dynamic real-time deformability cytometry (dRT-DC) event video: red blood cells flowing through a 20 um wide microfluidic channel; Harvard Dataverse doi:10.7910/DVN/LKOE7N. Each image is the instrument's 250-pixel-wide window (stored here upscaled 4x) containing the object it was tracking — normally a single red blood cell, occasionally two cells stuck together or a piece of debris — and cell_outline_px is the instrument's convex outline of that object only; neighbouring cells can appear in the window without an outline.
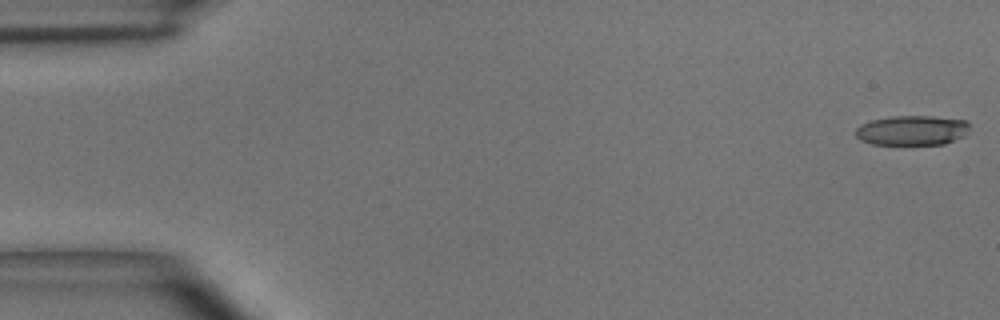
{"species": "common noctule bat (a hibernating species)", "species_latin": "Nyctalus noctula", "temperature_condition": "room temperature", "stored_images_in_passage": 12, "camera_frame_rate_fps": 3000, "um_per_image_px": 0.085, "animal": {"sex": "male", "body_mass_g": 15.6}, "frame": {"image": 1, "passage_image": 1, "time_ms": 0.0, "image_size_px": [1000, 320], "cell_outline_px": [[972, 124], [968, 132], [964, 136], [944, 144], [872, 144], [860, 140], [856, 136], [856, 128], [860, 124], [872, 120], [892, 116], [932, 116], [968, 120]], "centroid_in_image_um": [77.57, 11.07], "position_along_channel_um": 7.4, "area_um2": 20.0}}